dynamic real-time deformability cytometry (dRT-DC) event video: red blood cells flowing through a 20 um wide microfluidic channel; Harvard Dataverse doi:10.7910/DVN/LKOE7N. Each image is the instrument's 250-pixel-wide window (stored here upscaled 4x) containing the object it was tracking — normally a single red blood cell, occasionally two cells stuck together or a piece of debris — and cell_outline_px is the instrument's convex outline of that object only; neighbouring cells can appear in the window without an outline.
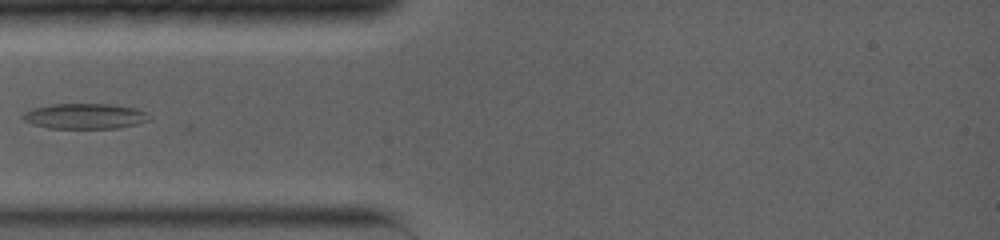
{"species": "common noctule bat (a hibernating species)", "species_latin": "Nyctalus noctula", "temperature_condition": "warm", "stored_images_in_passage": 10, "camera_frame_rate_fps": 5000, "um_per_image_px": 0.085, "animal": {"sex": "female", "body_mass_g": 19.0, "forearm_length_mm": 56.7}, "frame": {"image": 1, "passage_image": 4, "time_ms": 3.4, "image_size_px": [1000, 240], "cell_outline_px": [[152, 120], [120, 128], [48, 128], [32, 124], [24, 120], [20, 116], [24, 112], [32, 108], [48, 104], [108, 104], [136, 108], [152, 116]], "centroid_in_image_um": [7.21, 9.87], "position_along_channel_um": 77.8, "area_um2": 18.9}}
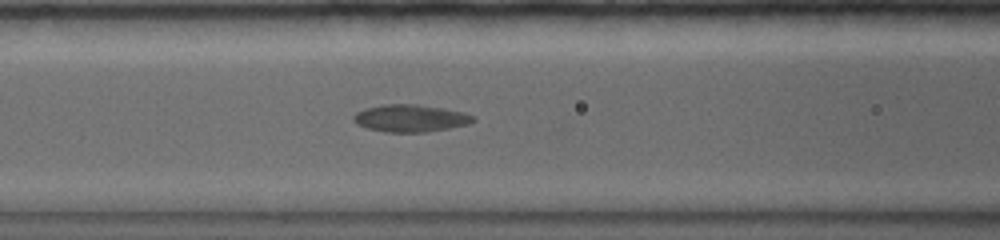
{"frame": {"image": 2, "passage_image": 6, "time_ms": 4.8, "image_size_px": [1000, 240], "cell_outline_px": [[476, 120], [468, 124], [428, 132], [384, 132], [368, 128], [356, 124], [352, 120], [352, 116], [356, 112], [364, 108], [384, 104], [416, 104], [444, 108], [464, 112], [476, 116]], "centroid_in_image_um": [34.88, 10.04], "position_along_channel_um": 131.7, "area_um2": 19.25}}
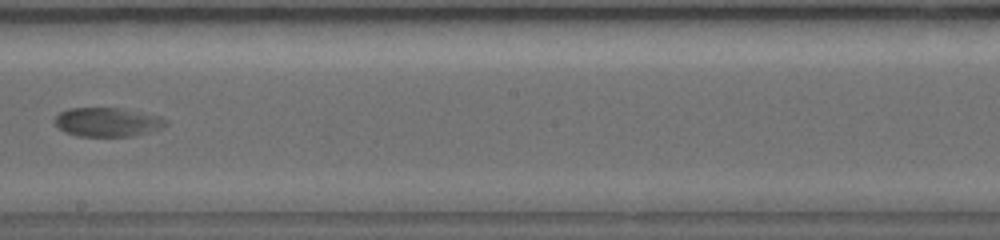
{"frame": {"image": 3, "passage_image": 10, "time_ms": 7.6, "image_size_px": [1000, 240], "cell_outline_px": [[168, 124], [160, 128], [132, 136], [76, 136], [64, 132], [52, 120], [60, 112], [68, 108], [124, 108], [160, 116], [168, 120]], "centroid_in_image_um": [9.12, 10.37], "position_along_channel_um": 239.1, "area_um2": 18.84}}